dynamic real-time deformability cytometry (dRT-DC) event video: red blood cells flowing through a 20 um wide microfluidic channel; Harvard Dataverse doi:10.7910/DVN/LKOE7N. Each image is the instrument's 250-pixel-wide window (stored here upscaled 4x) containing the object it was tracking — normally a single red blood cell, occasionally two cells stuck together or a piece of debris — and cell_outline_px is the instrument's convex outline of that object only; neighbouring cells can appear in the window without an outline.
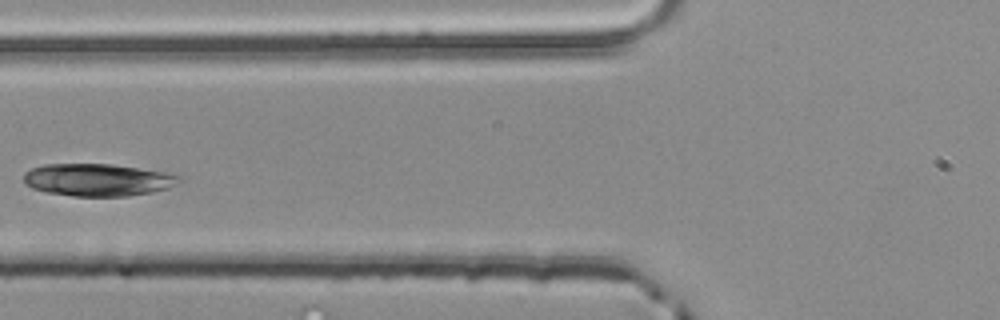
{"species": "common noctule bat (a hibernating species)", "species_latin": "Nyctalus noctula", "temperature_condition": "room temperature", "stored_images_in_passage": 4, "camera_frame_rate_fps": 3000, "um_per_image_px": 0.085, "animal": {"sex": "male", "body_mass_g": 20.4}, "frame": {"image": 1, "passage_image": 4, "time_ms": 1.0, "image_size_px": [1000, 320], "cell_outline_px": [[180, 176], [168, 188], [152, 192], [128, 196], [72, 196], [44, 192], [32, 188], [24, 184], [24, 172], [32, 168], [44, 164], [112, 164], [172, 172]], "centroid_in_image_um": [8.27, 15.28], "position_along_channel_um": 117.5, "area_um2": 29.48}}